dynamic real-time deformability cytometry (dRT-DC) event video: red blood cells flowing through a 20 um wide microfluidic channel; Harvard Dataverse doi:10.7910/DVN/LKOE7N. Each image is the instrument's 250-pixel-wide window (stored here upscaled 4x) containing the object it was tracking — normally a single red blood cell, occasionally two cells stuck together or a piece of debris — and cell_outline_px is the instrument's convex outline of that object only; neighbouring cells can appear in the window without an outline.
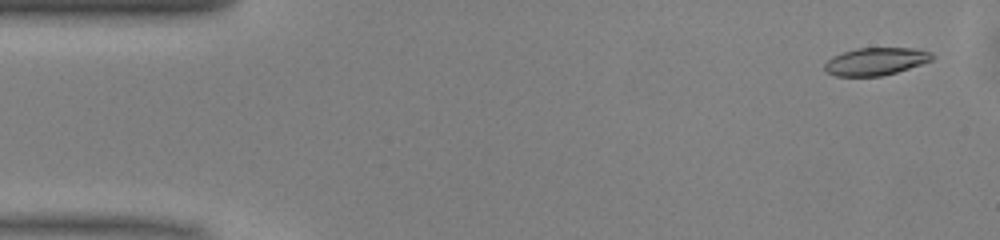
{"species": "common noctule bat (a hibernating species)", "species_latin": "Nyctalus noctula", "temperature_condition": "warm", "stored_images_in_passage": 49, "camera_frame_rate_fps": 3000, "um_per_image_px": 0.085, "animal": {"sex": "male", "body_mass_g": 13.0, "forearm_length_mm": 53.1}, "frame": {"image": 1, "passage_image": 2, "time_ms": 0.333, "image_size_px": [1000, 240], "cell_outline_px": [[936, 56], [932, 60], [896, 72], [880, 76], [836, 76], [824, 72], [824, 64], [832, 56], [856, 48], [916, 48], [932, 52]], "centroid_in_image_um": [74.43, 5.21], "position_along_channel_um": 10.6, "area_um2": 17.34}}
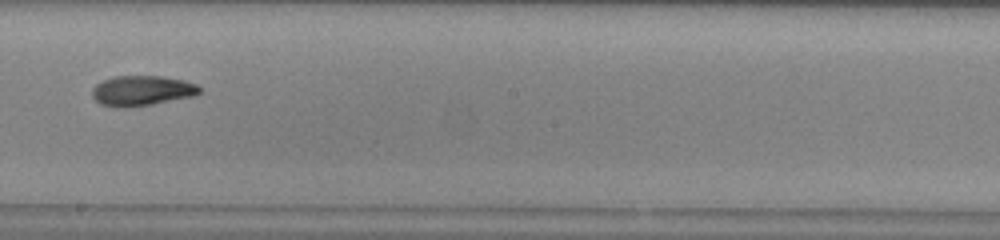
{"frame": {"image": 2, "passage_image": 27, "time_ms": 8.667, "image_size_px": [1000, 240], "cell_outline_px": [[200, 92], [192, 96], [152, 104], [124, 108], [116, 108], [100, 104], [92, 96], [92, 88], [96, 84], [112, 76], [160, 76], [184, 80], [196, 84], [200, 88]], "centroid_in_image_um": [12.02, 7.71], "position_along_channel_um": 236.2, "area_um2": 18.84}}
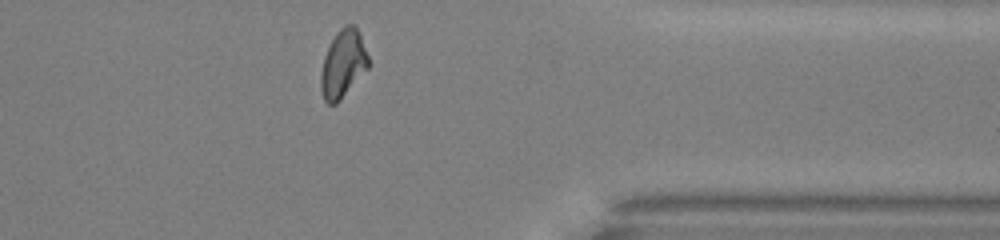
{"frame": {"image": 3, "passage_image": 39, "time_ms": 12.667, "image_size_px": [1000, 240], "cell_outline_px": [[368, 68], [340, 100], [336, 104], [328, 104], [324, 100], [320, 88], [320, 72], [324, 56], [336, 32], [344, 24], [352, 24], [360, 32], [368, 56]], "centroid_in_image_um": [29.14, 5.42], "position_along_channel_um": 382.3, "area_um2": 18.79}, "authors_computed_cell_mechanics": {"area_um2": 18.5538, "velocity_mm_per_s": 4.0719, "shape_relaxation_time_tau1_ms": 3.4563, "shape_relaxation_time_tau2_ms": 5.1759, "deformation_change_tau1": 0.1499, "deformation_change_tau2": 0.0916}}